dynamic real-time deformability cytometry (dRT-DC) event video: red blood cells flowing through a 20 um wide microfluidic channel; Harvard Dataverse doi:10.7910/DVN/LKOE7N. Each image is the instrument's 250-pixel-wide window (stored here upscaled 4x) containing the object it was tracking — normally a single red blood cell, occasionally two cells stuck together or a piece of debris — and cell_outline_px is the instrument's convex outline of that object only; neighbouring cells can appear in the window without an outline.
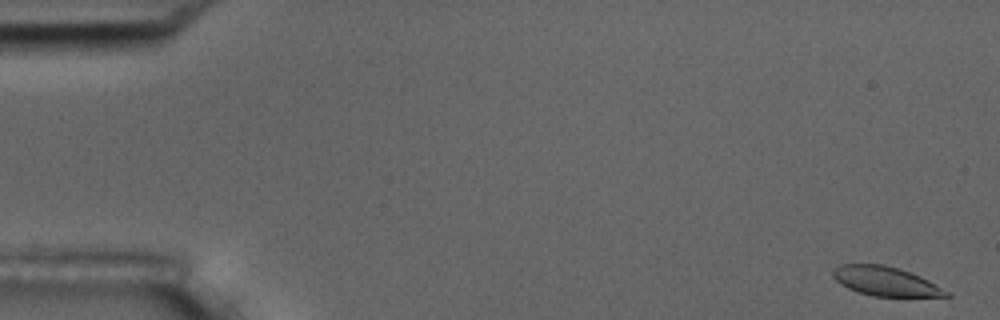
{"species": "common noctule bat (a hibernating species)", "species_latin": "Nyctalus noctula", "temperature_condition": "room temperature", "stored_images_in_passage": 11, "camera_frame_rate_fps": 3000, "um_per_image_px": 0.085, "animal": {"sex": "male", "body_mass_g": 17.5, "forearm_length_mm": 52.3}, "frame": {"image": 1, "passage_image": 1, "time_ms": 0.0, "image_size_px": [1000, 320], "cell_outline_px": [[952, 296], [872, 296], [848, 288], [840, 284], [832, 276], [832, 268], [840, 264], [884, 264], [920, 276], [952, 292]], "centroid_in_image_um": [75.26, 23.9], "position_along_channel_um": 9.7, "area_um2": 19.25}}
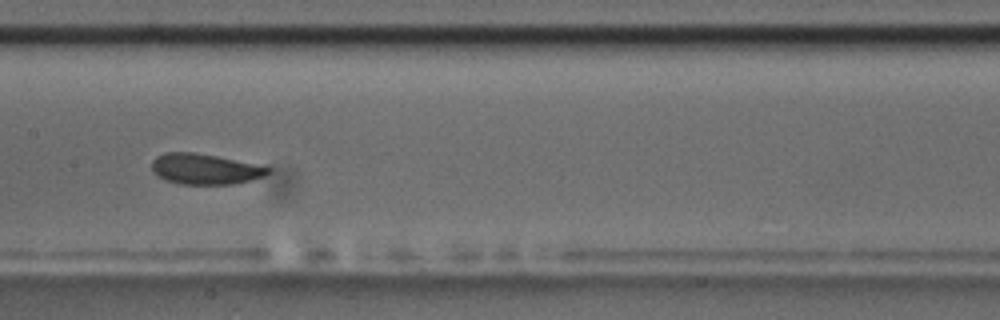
{"frame": {"image": 2, "passage_image": 8, "time_ms": 2.333, "image_size_px": [1000, 320], "cell_outline_px": [[272, 172], [264, 176], [232, 184], [180, 184], [164, 180], [156, 176], [152, 172], [152, 160], [156, 156], [164, 152], [192, 152], [216, 156], [272, 168]], "centroid_in_image_um": [17.36, 14.37], "position_along_channel_um": 190.0, "area_um2": 20.69}}
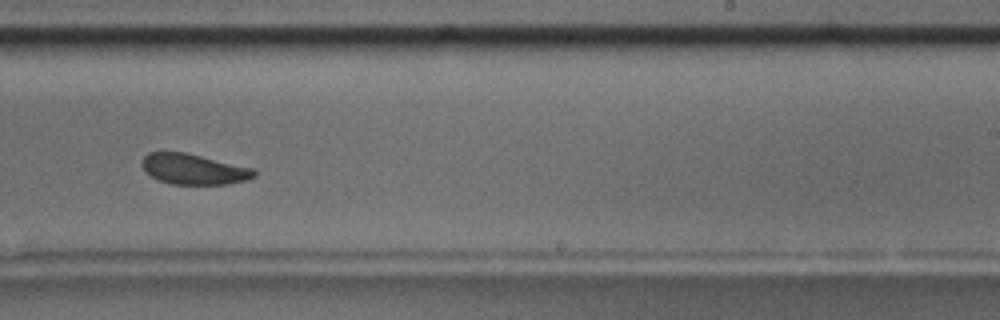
{"frame": {"image": 3, "passage_image": 10, "time_ms": 3.0, "image_size_px": [1000, 320], "cell_outline_px": [[256, 176], [248, 180], [228, 184], [172, 184], [160, 180], [144, 172], [140, 164], [140, 160], [148, 152], [184, 152], [252, 168], [256, 172]], "centroid_in_image_um": [16.42, 14.38], "position_along_channel_um": 272.6, "area_um2": 19.94}}